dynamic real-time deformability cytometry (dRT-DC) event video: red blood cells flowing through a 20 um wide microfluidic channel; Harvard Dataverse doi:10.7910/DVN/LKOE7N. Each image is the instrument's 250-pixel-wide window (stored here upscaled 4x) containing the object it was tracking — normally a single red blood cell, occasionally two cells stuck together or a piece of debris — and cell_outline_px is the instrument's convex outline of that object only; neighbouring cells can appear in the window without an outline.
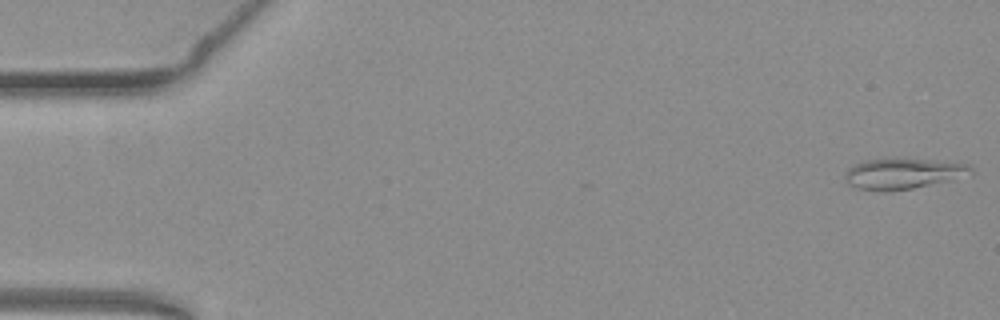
{"species": "common noctule bat (a hibernating species)", "species_latin": "Nyctalus noctula", "temperature_condition": "warm", "stored_images_in_passage": 53, "camera_frame_rate_fps": 3000, "um_per_image_px": 0.085, "animal": {"sex": "female", "body_mass_g": 19.3, "forearm_length_mm": 54.1}, "frame": {"image": 1, "passage_image": 1, "time_ms": 0.0, "image_size_px": [1000, 320], "cell_outline_px": [[972, 176], [892, 192], [884, 192], [860, 188], [848, 184], [844, 180], [844, 172], [848, 168], [856, 164], [868, 160], [928, 160], [968, 164], [972, 168]], "centroid_in_image_um": [76.78, 14.79], "position_along_channel_um": 8.2, "area_um2": 22.25}}
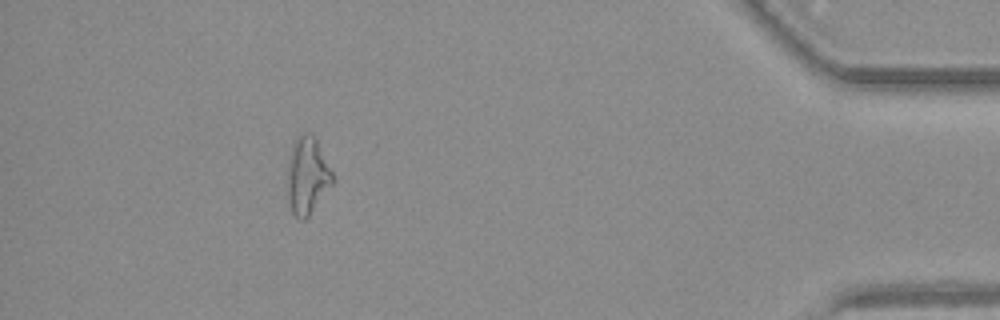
{"frame": {"image": 2, "passage_image": 48, "time_ms": 15.667, "image_size_px": [1000, 320], "cell_outline_px": [[336, 180], [308, 216], [304, 220], [300, 220], [292, 212], [288, 200], [288, 172], [292, 144], [296, 136], [304, 132], [308, 132], [316, 136]], "centroid_in_image_um": [26.15, 14.89], "position_along_channel_um": 409.1, "area_um2": 20.4}}